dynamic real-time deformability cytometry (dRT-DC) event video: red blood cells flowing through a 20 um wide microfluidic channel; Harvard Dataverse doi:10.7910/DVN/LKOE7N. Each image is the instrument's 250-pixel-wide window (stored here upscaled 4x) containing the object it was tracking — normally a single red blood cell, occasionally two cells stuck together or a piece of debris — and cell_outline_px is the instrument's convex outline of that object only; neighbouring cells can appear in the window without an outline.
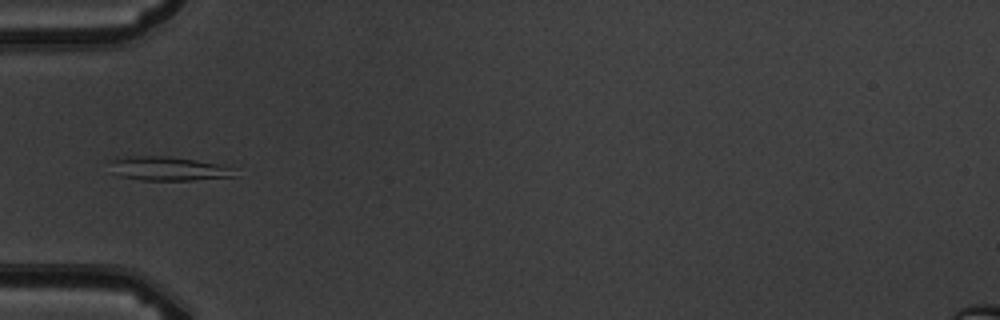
{"species": "common noctule bat (a hibernating species)", "species_latin": "Nyctalus noctula", "temperature_condition": "warm", "stored_images_in_passage": 8, "camera_frame_rate_fps": 3000, "um_per_image_px": 0.085, "animal": {"sex": "male", "body_mass_g": 19.5, "forearm_length_mm": 54.6}, "frame": {"image": 1, "passage_image": 5, "time_ms": 4.667, "image_size_px": [1000, 320], "cell_outline_px": [[240, 176], [192, 180], [140, 180], [120, 176], [112, 172], [108, 160], [116, 156], [168, 156], [196, 160], [236, 168]], "centroid_in_image_um": [14.28, 14.33], "position_along_channel_um": 70.7, "area_um2": 17.86}}
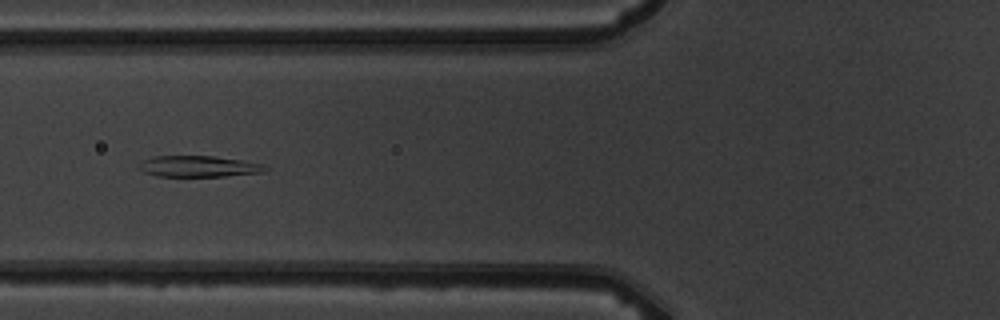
{"frame": {"image": 2, "passage_image": 6, "time_ms": 5.667, "image_size_px": [1000, 320], "cell_outline_px": [[272, 168], [264, 172], [224, 176], [156, 176], [144, 172], [136, 168], [136, 164], [152, 156], [212, 156], [240, 160], [264, 164]], "centroid_in_image_um": [16.87, 14.14], "position_along_channel_um": 108.9, "area_um2": 15.72}}
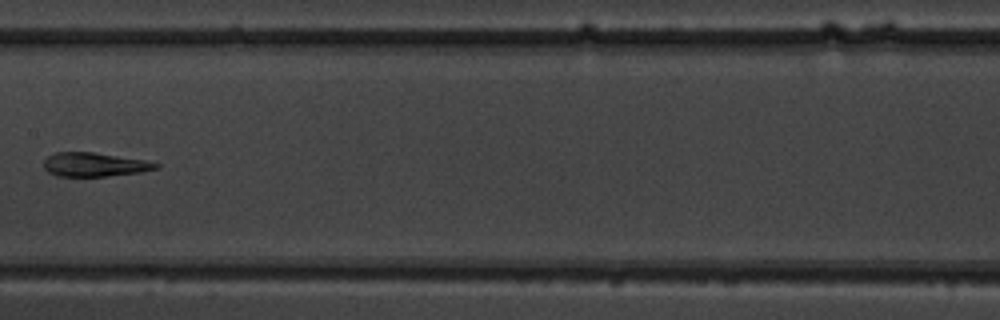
{"frame": {"image": 3, "passage_image": 8, "time_ms": 8.0, "image_size_px": [1000, 320], "cell_outline_px": [[160, 168], [140, 172], [108, 176], [56, 176], [48, 172], [44, 168], [44, 160], [48, 156], [56, 152], [92, 152], [148, 160], [160, 164]], "centroid_in_image_um": [8.06, 13.99], "position_along_channel_um": 199.3, "area_um2": 15.72}}